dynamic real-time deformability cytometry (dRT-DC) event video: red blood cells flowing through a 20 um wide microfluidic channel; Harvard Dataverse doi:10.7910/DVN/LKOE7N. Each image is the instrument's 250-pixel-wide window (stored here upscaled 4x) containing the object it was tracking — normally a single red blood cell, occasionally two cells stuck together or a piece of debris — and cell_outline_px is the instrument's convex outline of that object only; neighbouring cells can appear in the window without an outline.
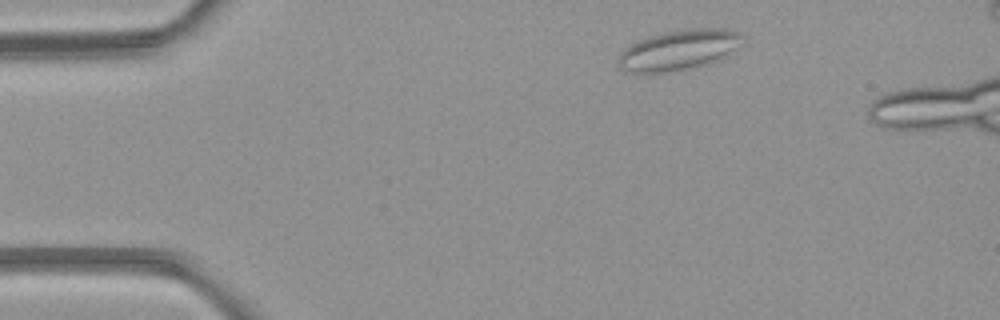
{"species": "common noctule bat (a hibernating species)", "species_latin": "Nyctalus noctula", "temperature_condition": "room temperature", "stored_images_in_passage": 3, "camera_frame_rate_fps": 3000, "um_per_image_px": 0.085, "animal": {"sex": "female", "body_mass_g": 21.9}, "frame": {"image": 1, "passage_image": 1, "time_ms": 0.0, "image_size_px": [1000, 320], "cell_outline_px": [[740, 36], [732, 48], [716, 60], [668, 72], [632, 72], [620, 68], [616, 64], [616, 60], [620, 52], [624, 48], [648, 36], [664, 32], [692, 28], [724, 28], [740, 32]], "centroid_in_image_um": [57.54, 4.23], "position_along_channel_um": 27.5, "area_um2": 27.98}}